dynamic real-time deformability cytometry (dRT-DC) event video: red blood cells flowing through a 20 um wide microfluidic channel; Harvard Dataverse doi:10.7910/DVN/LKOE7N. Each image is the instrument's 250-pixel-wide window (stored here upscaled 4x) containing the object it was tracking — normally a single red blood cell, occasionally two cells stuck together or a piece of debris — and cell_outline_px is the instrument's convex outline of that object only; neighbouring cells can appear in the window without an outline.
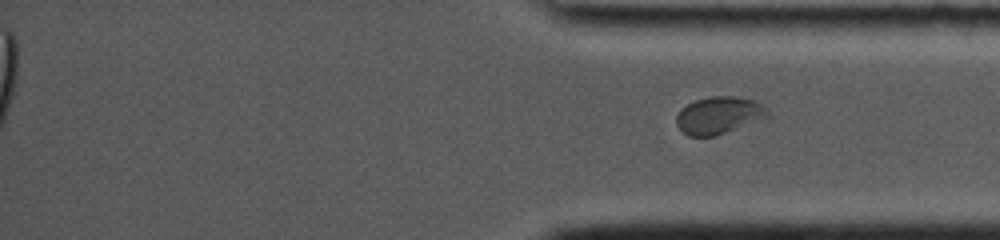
{"species": "common noctule bat (a hibernating species)", "species_latin": "Nyctalus noctula", "temperature_condition": "cold", "stored_images_in_passage": 38, "segment_of_instrument_passage": [2, 2], "camera_frame_rate_fps": 5000, "um_per_image_px": 0.085, "animal": {"sex": "female", "body_mass_g": 19.0, "forearm_length_mm": 53.3}, "frame": {"image": 1, "passage_image": 38, "time_ms": 17.2, "image_size_px": [1000, 240], "cell_outline_px": [[768, 116], [716, 136], [688, 136], [676, 124], [676, 116], [680, 108], [696, 100], [712, 96], [736, 96], [756, 100], [768, 108]], "centroid_in_image_um": [61.09, 9.78], "position_along_channel_um": 374.1, "area_um2": 19.71}}